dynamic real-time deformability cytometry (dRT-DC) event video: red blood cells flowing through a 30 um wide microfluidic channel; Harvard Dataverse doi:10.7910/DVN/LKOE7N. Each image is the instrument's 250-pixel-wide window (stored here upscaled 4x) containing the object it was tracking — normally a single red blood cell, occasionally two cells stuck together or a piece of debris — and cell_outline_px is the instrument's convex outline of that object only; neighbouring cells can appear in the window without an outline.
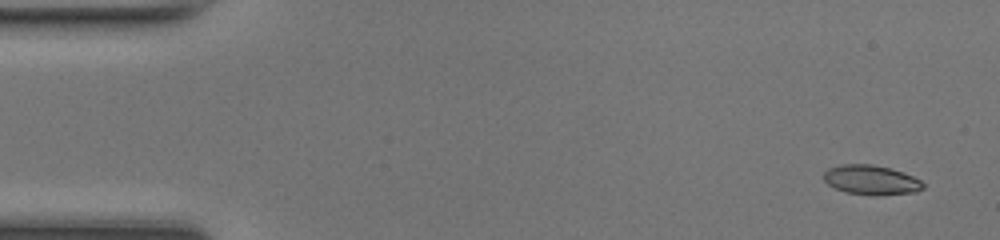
{"species": "common noctule bat (a hibernating species)", "species_latin": "Nyctalus noctula", "temperature_condition": "room temperature", "stored_images_in_passage": 47, "camera_frame_rate_fps": 3000, "um_per_image_px": 0.085, "animal": {"sex": "female", "body_mass_g": 17.0, "forearm_length_mm": 48.0}, "frame": {"image": 1, "passage_image": 1, "time_ms": 0.0, "image_size_px": [1000, 240], "cell_outline_px": [[924, 188], [916, 192], [880, 196], [876, 196], [844, 192], [828, 184], [824, 180], [824, 172], [828, 168], [840, 164], [872, 164], [888, 168], [912, 176], [920, 180], [924, 184]], "centroid_in_image_um": [74.04, 15.31], "position_along_channel_um": 11.0, "area_um2": 17.17}}
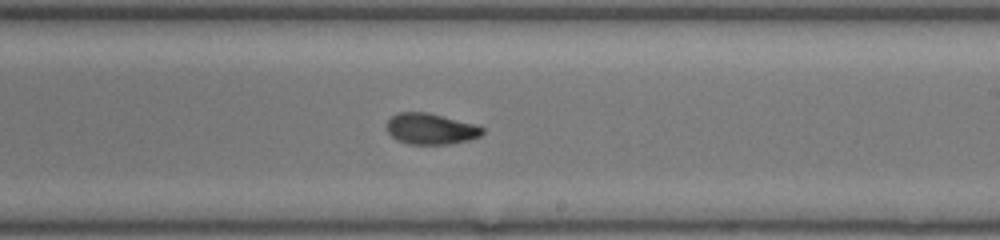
{"frame": {"image": 2, "passage_image": 27, "time_ms": 8.667, "image_size_px": [1000, 240], "cell_outline_px": [[484, 132], [480, 136], [468, 140], [448, 144], [408, 144], [396, 140], [388, 132], [388, 120], [392, 116], [400, 112], [428, 112], [476, 124], [484, 128]], "centroid_in_image_um": [36.63, 10.95], "position_along_channel_um": 252.4, "area_um2": 17.28}}
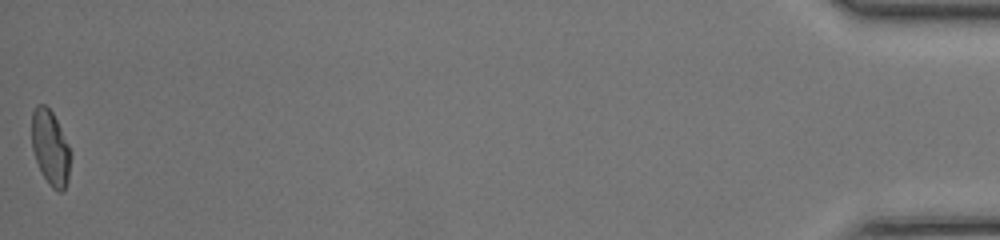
{"frame": {"image": 3, "passage_image": 47, "time_ms": 15.333, "image_size_px": [1000, 240], "cell_outline_px": [[72, 156], [68, 180], [64, 188], [60, 192], [56, 192], [48, 184], [36, 160], [32, 148], [32, 112], [36, 104], [44, 104], [52, 112], [72, 152]], "centroid_in_image_um": [4.3, 12.58], "position_along_channel_um": 430.9, "area_um2": 16.99}, "authors_computed_cell_mechanics": {"area_um2": 17.1088, "velocity_mm_per_s": 4.301, "shape_relaxation_time_tau1_ms": 4.0396, "shape_relaxation_time_tau2_ms": 1.659, "deformation_change_tau1": 0.1787, "deformation_change_tau2": 0.0698}}